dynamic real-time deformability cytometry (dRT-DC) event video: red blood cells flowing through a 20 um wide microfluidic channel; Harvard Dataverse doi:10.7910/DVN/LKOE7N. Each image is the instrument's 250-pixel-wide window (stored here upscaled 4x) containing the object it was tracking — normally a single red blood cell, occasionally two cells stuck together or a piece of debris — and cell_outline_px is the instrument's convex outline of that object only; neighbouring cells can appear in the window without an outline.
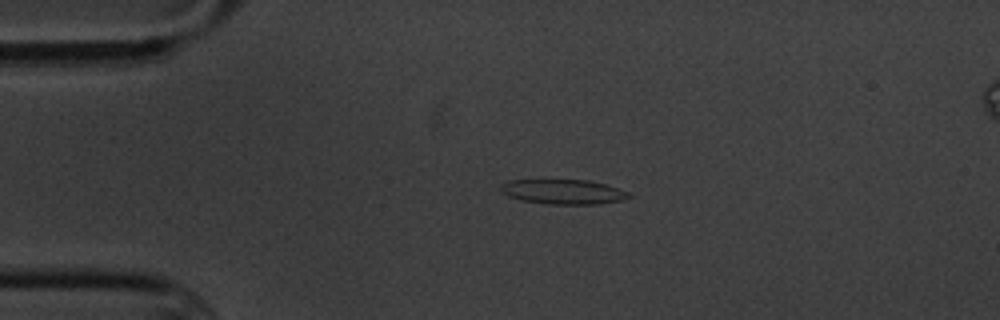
{"species": "common noctule bat (a hibernating species)", "species_latin": "Nyctalus noctula", "temperature_condition": "cold", "stored_images_in_passage": 3, "segment_of_instrument_passage": [1, 2], "camera_frame_rate_fps": 3000, "um_per_image_px": 0.085, "animal": {"sex": "male", "body_mass_g": 20.1, "forearm_length_mm": 53.5}, "frame": {"image": 1, "passage_image": 1, "time_ms": 0.0, "image_size_px": [1000, 320], "cell_outline_px": [[632, 196], [620, 200], [600, 204], [544, 204], [524, 200], [508, 196], [500, 192], [500, 184], [508, 180], [588, 180], [604, 184], [628, 192]], "centroid_in_image_um": [47.82, 16.3], "position_along_channel_um": 37.2, "area_um2": 18.38}}